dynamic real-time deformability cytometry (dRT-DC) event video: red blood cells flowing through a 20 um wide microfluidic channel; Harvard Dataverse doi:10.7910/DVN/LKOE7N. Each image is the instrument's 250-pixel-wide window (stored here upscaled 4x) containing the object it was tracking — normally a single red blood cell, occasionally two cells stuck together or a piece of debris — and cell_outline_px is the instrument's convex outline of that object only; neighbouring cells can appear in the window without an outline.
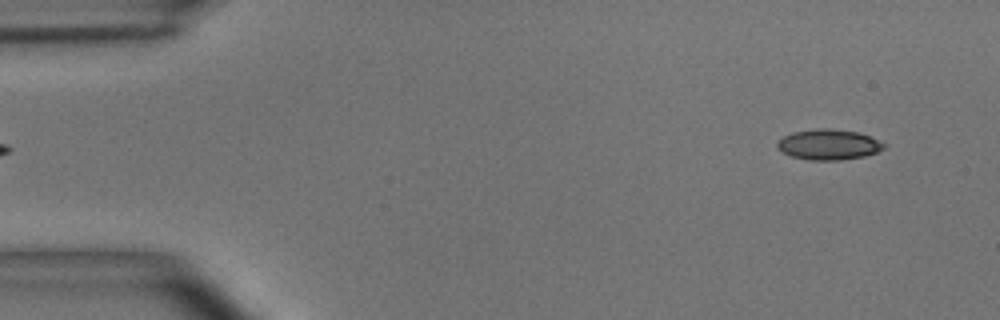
{"species": "common noctule bat (a hibernating species)", "species_latin": "Nyctalus noctula", "temperature_condition": "room temperature", "stored_images_in_passage": 5, "segment_of_instrument_passage": [2, 2], "camera_frame_rate_fps": 3000, "um_per_image_px": 0.085, "animal": {"sex": "male", "body_mass_g": 15.6}, "frame": {"image": 1, "passage_image": 5, "time_ms": 1.333, "image_size_px": [1000, 320], "cell_outline_px": [[884, 148], [876, 152], [864, 156], [840, 160], [808, 160], [792, 156], [776, 148], [776, 144], [784, 136], [792, 132], [816, 128], [832, 128], [860, 132], [884, 144]], "centroid_in_image_um": [70.4, 12.28], "position_along_channel_um": 14.6, "area_um2": 18.84}}